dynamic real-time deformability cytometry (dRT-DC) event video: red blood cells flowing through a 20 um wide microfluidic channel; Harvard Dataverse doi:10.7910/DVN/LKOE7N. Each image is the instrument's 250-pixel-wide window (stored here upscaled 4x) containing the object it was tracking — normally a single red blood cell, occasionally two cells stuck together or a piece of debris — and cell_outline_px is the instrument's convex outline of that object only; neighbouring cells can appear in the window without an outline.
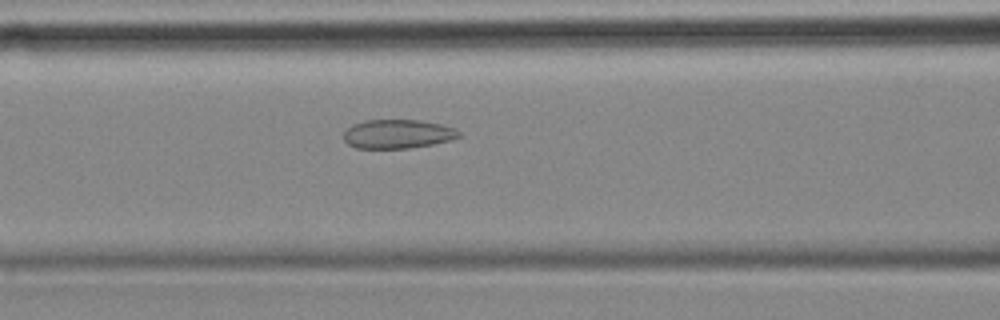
{"species": "common noctule bat (a hibernating species)", "species_latin": "Nyctalus noctula", "temperature_condition": "cold", "stored_images_in_passage": 50, "camera_frame_rate_fps": 3000, "um_per_image_px": 0.085, "animal": {"sex": "female", "body_mass_g": 18.4}, "frame": {"image": 1, "passage_image": 17, "time_ms": 5.333, "image_size_px": [1000, 320], "cell_outline_px": [[460, 136], [452, 140], [432, 144], [408, 148], [356, 148], [348, 144], [344, 140], [344, 132], [352, 124], [364, 120], [420, 120], [440, 124], [456, 128], [460, 132]], "centroid_in_image_um": [33.81, 11.38], "position_along_channel_um": 132.8, "area_um2": 19.48}}
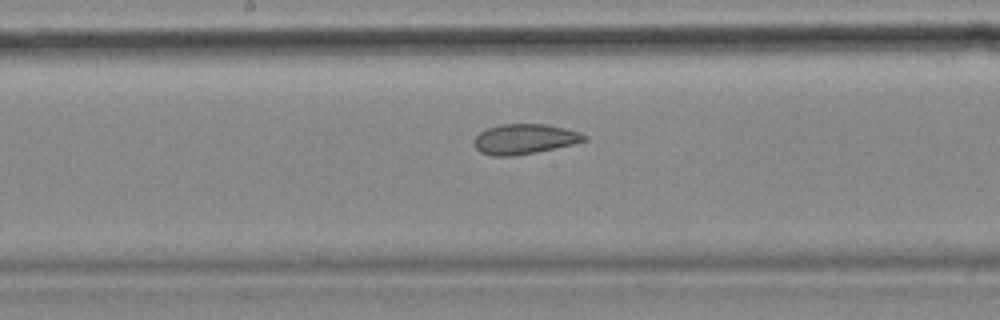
{"frame": {"image": 2, "passage_image": 23, "time_ms": 7.333, "image_size_px": [1000, 320], "cell_outline_px": [[588, 140], [572, 144], [536, 152], [512, 156], [492, 156], [480, 152], [476, 148], [472, 140], [480, 132], [488, 128], [500, 124], [544, 124], [564, 128], [580, 132], [588, 136]], "centroid_in_image_um": [44.57, 11.82], "position_along_channel_um": 203.6, "area_um2": 19.31}}
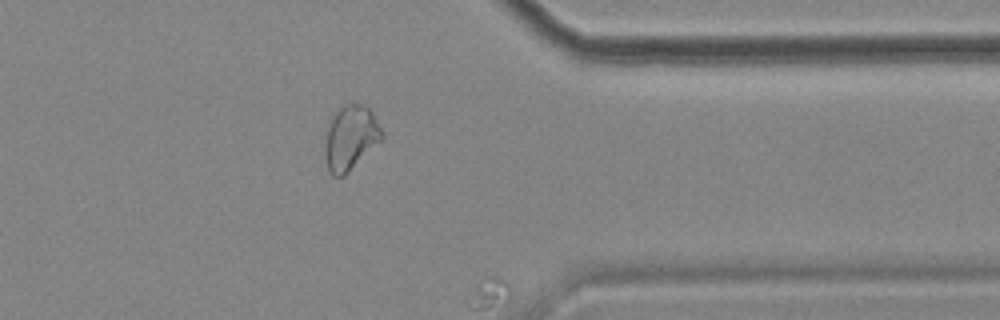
{"frame": {"image": 3, "passage_image": 39, "time_ms": 12.667, "image_size_px": [1000, 320], "cell_outline_px": [[384, 136], [344, 176], [332, 176], [328, 172], [324, 152], [324, 148], [328, 120], [332, 112], [344, 104], [352, 100], [364, 104], [372, 112], [384, 132]], "centroid_in_image_um": [29.75, 11.64], "position_along_channel_um": 381.6, "area_um2": 21.91}}